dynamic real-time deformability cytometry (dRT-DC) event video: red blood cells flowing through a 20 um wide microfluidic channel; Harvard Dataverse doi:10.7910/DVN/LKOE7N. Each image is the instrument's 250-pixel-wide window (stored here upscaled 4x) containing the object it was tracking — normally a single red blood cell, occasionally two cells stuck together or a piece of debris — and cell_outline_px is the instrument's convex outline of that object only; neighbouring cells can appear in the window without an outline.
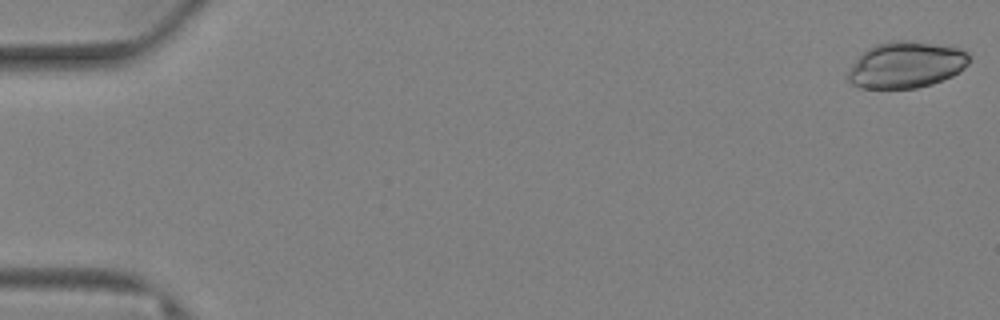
{"species": "Egyptian fruit bat (a non-hibernating species)", "species_latin": "Rousettus aegyptiacus", "temperature_condition": "warm", "stored_images_in_passage": 80, "camera_frame_rate_fps": 3000, "um_per_image_px": 0.085, "animal": {"sex": "female"}, "frame": {"image": 1, "passage_image": 1, "time_ms": 0.0, "image_size_px": [1000, 320], "cell_outline_px": [[968, 64], [960, 72], [952, 76], [932, 84], [916, 88], [860, 88], [852, 84], [848, 80], [848, 72], [856, 60], [868, 48], [876, 44], [888, 40], [912, 40], [956, 48], [968, 52]], "centroid_in_image_um": [77.01, 5.51], "position_along_channel_um": 8.0, "area_um2": 32.6}}
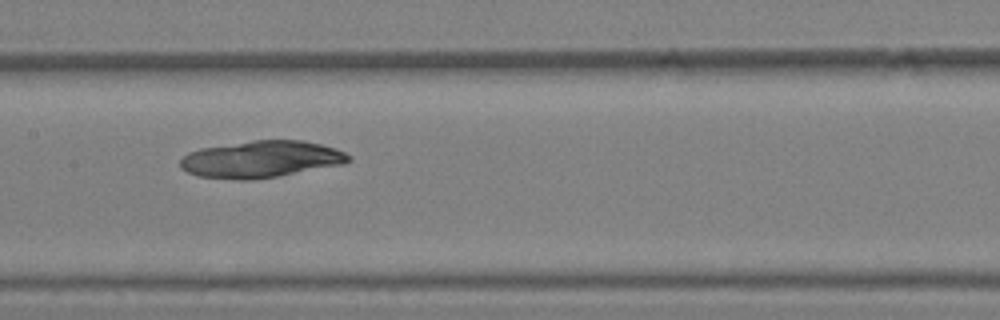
{"frame": {"image": 2, "passage_image": 41, "time_ms": 13.333, "image_size_px": [1000, 320], "cell_outline_px": [[352, 160], [344, 164], [276, 176], [252, 180], [240, 180], [196, 176], [180, 168], [180, 160], [188, 152], [200, 148], [252, 140], [300, 140], [320, 144], [336, 148], [352, 156]], "centroid_in_image_um": [22.18, 13.53], "position_along_channel_um": 185.2, "area_um2": 36.18}}
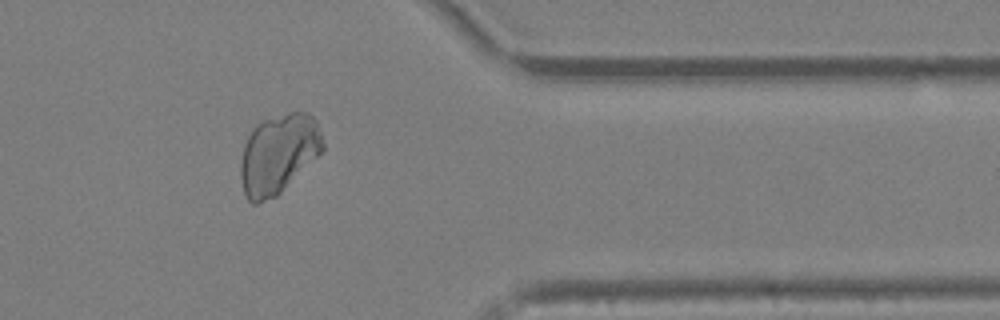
{"frame": {"image": 3, "passage_image": 66, "time_ms": 21.667, "image_size_px": [1000, 320], "cell_outline_px": [[324, 152], [276, 196], [256, 204], [252, 204], [248, 200], [244, 192], [240, 176], [240, 164], [244, 144], [252, 128], [256, 124], [264, 120], [288, 112], [308, 112], [316, 120], [324, 144]], "centroid_in_image_um": [23.68, 13.08], "position_along_channel_um": 387.7, "area_um2": 38.32}}